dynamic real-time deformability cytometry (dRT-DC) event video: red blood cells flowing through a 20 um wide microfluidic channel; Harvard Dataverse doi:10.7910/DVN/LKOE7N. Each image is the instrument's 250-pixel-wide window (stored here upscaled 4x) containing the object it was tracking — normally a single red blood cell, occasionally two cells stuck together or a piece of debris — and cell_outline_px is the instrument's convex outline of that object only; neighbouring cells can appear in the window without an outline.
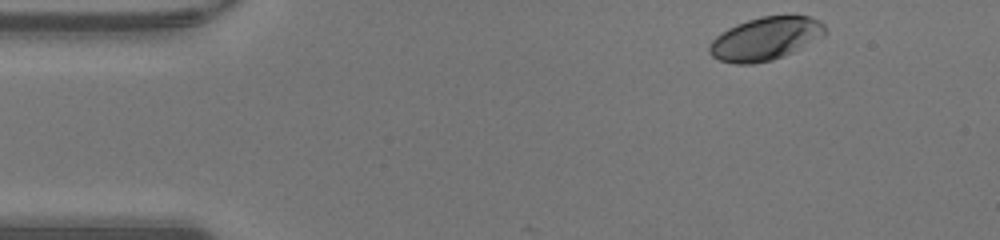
{"species": "human", "species_latin": "Homo sapiens", "temperature_condition": "warm", "stored_images_in_passage": 38, "camera_frame_rate_fps": 3000, "um_per_image_px": 0.085, "donor": {"sex": "male"}, "frame": {"image": 1, "passage_image": 1, "time_ms": 0.0, "image_size_px": [1000, 240], "cell_outline_px": [[828, 32], [824, 36], [784, 56], [772, 60], [752, 64], [736, 64], [720, 60], [712, 56], [708, 52], [708, 48], [712, 40], [720, 32], [736, 24], [760, 16], [808, 16], [820, 20], [828, 28]], "centroid_in_image_um": [65.07, 3.28], "position_along_channel_um": 19.9, "area_um2": 29.19}}
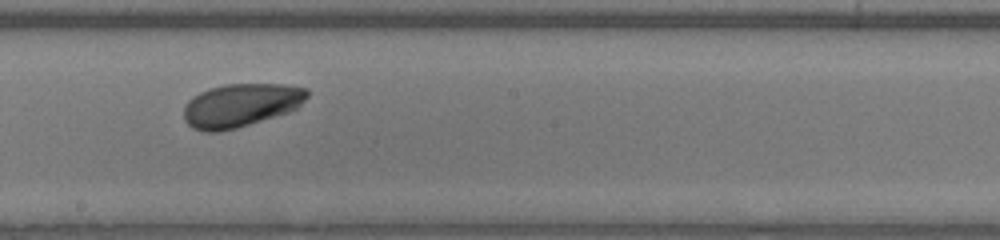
{"frame": {"image": 2, "passage_image": 22, "time_ms": 7.0, "image_size_px": [1000, 240], "cell_outline_px": [[308, 96], [296, 108], [288, 112], [236, 128], [220, 132], [204, 132], [192, 128], [184, 120], [184, 108], [188, 100], [192, 96], [208, 88], [224, 84], [284, 84], [308, 88]], "centroid_in_image_um": [20.44, 8.94], "position_along_channel_um": 227.8, "area_um2": 31.27}}
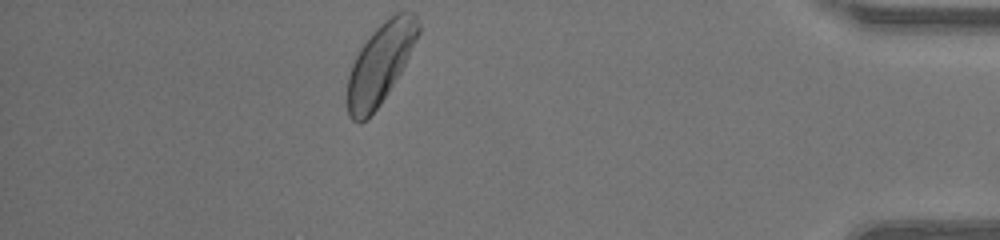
{"frame": {"image": 3, "passage_image": 38, "time_ms": 12.333, "image_size_px": [1000, 240], "cell_outline_px": [[420, 32], [400, 72], [388, 92], [380, 104], [360, 124], [352, 120], [348, 116], [344, 100], [348, 76], [352, 64], [360, 48], [372, 32], [384, 20], [396, 12], [416, 12], [420, 24]], "centroid_in_image_um": [32.28, 5.42], "position_along_channel_um": 402.9, "area_um2": 33.18}, "authors_computed_cell_mechanics": {"area_um2": 30.8074, "velocity_mm_per_s": 4.2459, "shape_relaxation_time_tau1_ms": 1.5007, "shape_relaxation_time_tau2_ms": null, "deformation_change_tau1": 0.1011, "deformation_change_tau2": null}}